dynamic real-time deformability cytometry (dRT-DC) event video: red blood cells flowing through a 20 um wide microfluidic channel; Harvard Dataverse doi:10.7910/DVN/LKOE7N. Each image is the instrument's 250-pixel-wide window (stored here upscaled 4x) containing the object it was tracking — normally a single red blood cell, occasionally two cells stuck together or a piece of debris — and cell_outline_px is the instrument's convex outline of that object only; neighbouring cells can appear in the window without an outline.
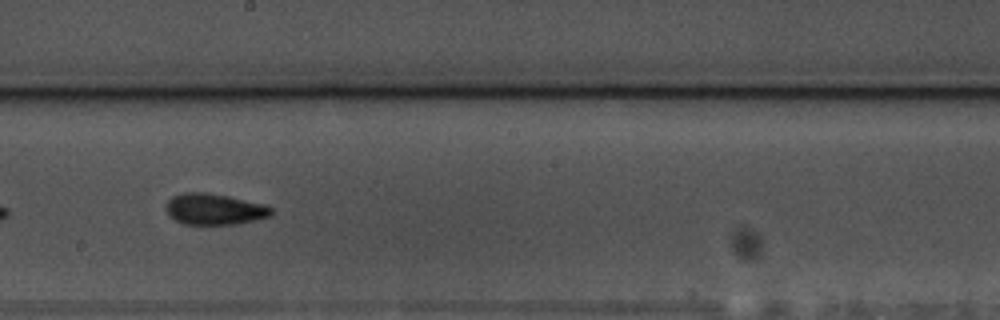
{"species": "common noctule bat (a hibernating species)", "species_latin": "Nyctalus noctula", "temperature_condition": "warm", "stored_images_in_passage": 23, "camera_frame_rate_fps": 3000, "um_per_image_px": 0.085, "animal": {"sex": "male", "body_mass_g": 17.5, "forearm_length_mm": 52.3}, "frame": {"image": 1, "passage_image": 17, "time_ms": 5.333, "image_size_px": [1000, 320], "cell_outline_px": [[272, 216], [256, 220], [236, 224], [184, 224], [168, 216], [168, 200], [172, 196], [184, 192], [204, 192], [228, 196], [264, 204], [272, 208]], "centroid_in_image_um": [18.25, 17.78], "position_along_channel_um": 230.0, "area_um2": 19.02}}
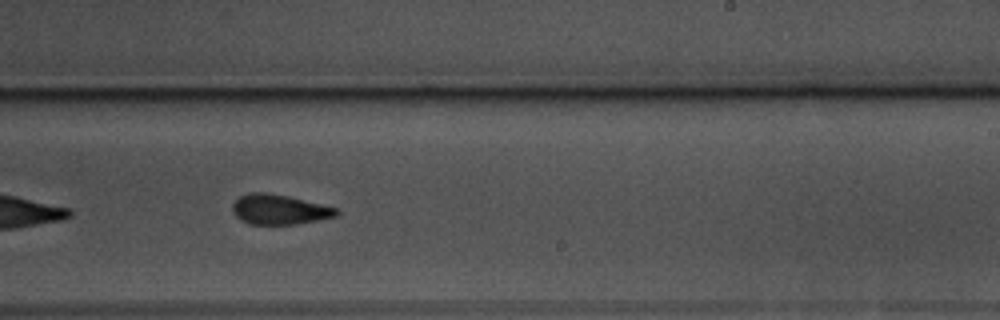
{"frame": {"image": 2, "passage_image": 20, "time_ms": 6.333, "image_size_px": [1000, 320], "cell_outline_px": [[340, 212], [336, 216], [296, 224], [248, 224], [236, 216], [232, 212], [232, 204], [240, 196], [248, 192], [268, 192], [288, 196], [336, 208]], "centroid_in_image_um": [23.69, 17.8], "position_along_channel_um": 265.3, "area_um2": 18.03}}